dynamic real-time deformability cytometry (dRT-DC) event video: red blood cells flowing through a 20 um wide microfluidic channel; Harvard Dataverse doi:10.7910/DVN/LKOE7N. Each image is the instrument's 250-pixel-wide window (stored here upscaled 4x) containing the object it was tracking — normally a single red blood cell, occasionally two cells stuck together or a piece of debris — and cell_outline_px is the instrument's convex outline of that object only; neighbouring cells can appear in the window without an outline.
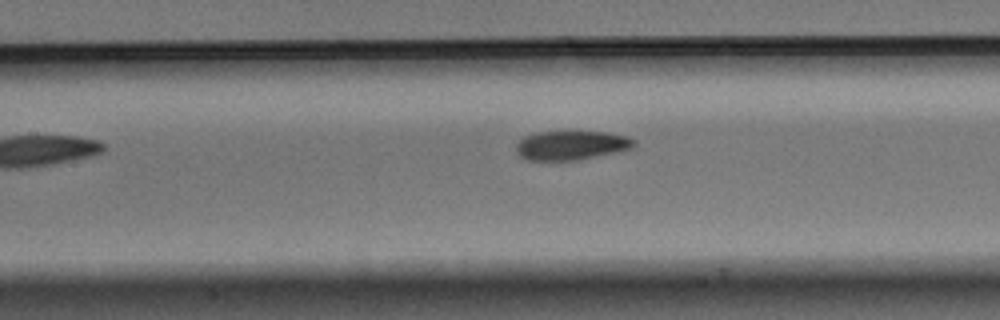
{"species": "Egyptian fruit bat (a non-hibernating species)", "species_latin": "Rousettus aegyptiacus", "temperature_condition": "warm", "stored_images_in_passage": 5, "camera_frame_rate_fps": 3000, "um_per_image_px": 0.085, "animal": {"sex": "male"}, "frame": {"image": 1, "passage_image": 5, "time_ms": 1.333, "image_size_px": [1000, 320], "cell_outline_px": [[636, 144], [632, 148], [616, 152], [580, 160], [524, 160], [516, 152], [516, 144], [524, 136], [536, 132], [568, 128], [608, 132], [628, 136], [636, 140]], "centroid_in_image_um": [48.56, 12.29], "position_along_channel_um": 158.8, "area_um2": 21.21}}